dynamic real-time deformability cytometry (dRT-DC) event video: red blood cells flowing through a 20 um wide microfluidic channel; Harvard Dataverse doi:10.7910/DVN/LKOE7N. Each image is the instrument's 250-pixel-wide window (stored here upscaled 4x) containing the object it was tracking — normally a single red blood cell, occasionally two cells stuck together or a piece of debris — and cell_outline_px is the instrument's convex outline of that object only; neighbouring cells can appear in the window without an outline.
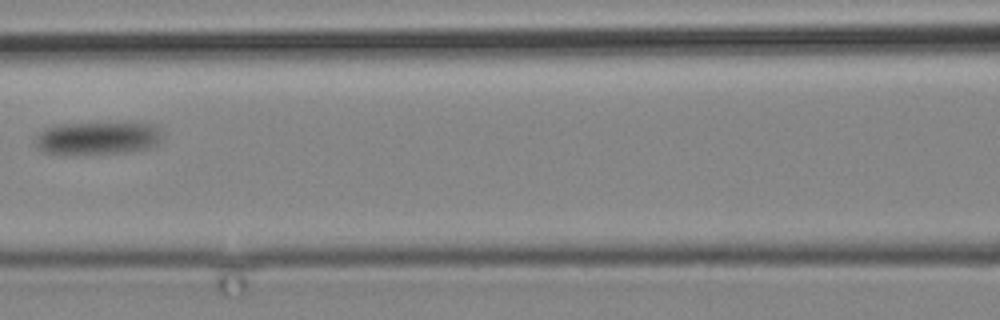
{"species": "common noctule bat (a hibernating species)", "species_latin": "Nyctalus noctula", "temperature_condition": "cold", "stored_images_in_passage": 17, "camera_frame_rate_fps": 3000, "um_per_image_px": 0.085, "animal": {"sex": "male", "body_mass_g": 19.2, "forearm_length_mm": 51.8}, "frame": {"image": 1, "passage_image": 12, "time_ms": 15.0, "image_size_px": [1000, 320], "cell_outline_px": [[160, 144], [148, 148], [124, 152], [44, 152], [36, 148], [32, 140], [44, 128], [56, 124], [132, 120], [144, 120], [160, 124]], "centroid_in_image_um": [8.41, 11.63], "position_along_channel_um": 158.2, "area_um2": 25.32}}
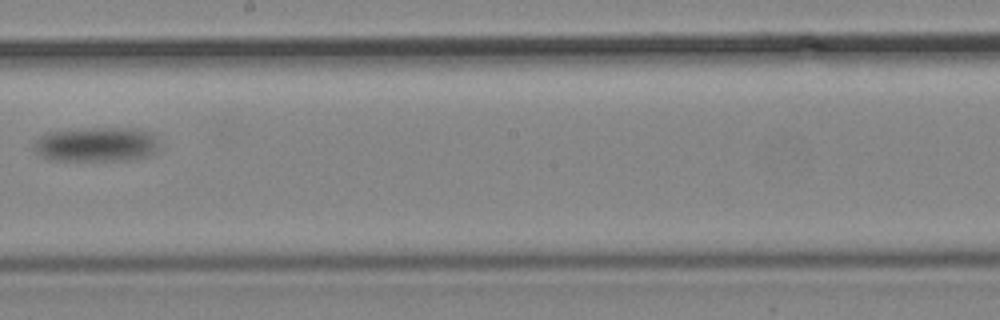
{"frame": {"image": 2, "passage_image": 15, "time_ms": 18.333, "image_size_px": [1000, 320], "cell_outline_px": [[160, 144], [156, 152], [148, 156], [128, 160], [56, 160], [40, 156], [32, 148], [32, 144], [40, 136], [48, 132], [84, 128], [140, 128], [152, 132], [160, 140]], "centroid_in_image_um": [8.25, 12.26], "position_along_channel_um": 239.9, "area_um2": 25.72}}
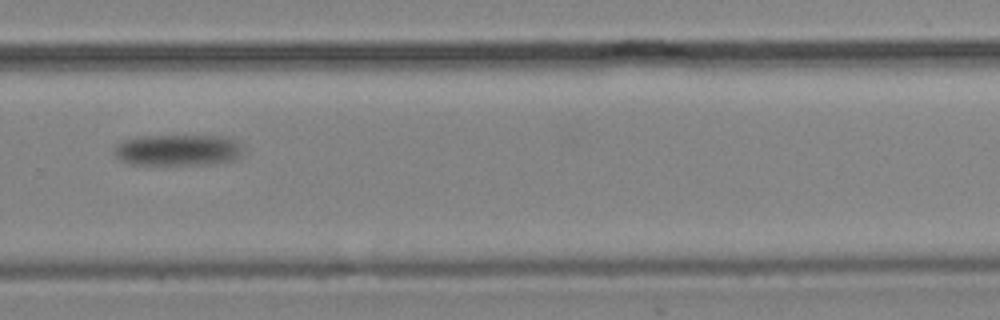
{"frame": {"image": 3, "passage_image": 17, "time_ms": 21.333, "image_size_px": [1000, 320], "cell_outline_px": [[244, 152], [240, 156], [232, 160], [212, 164], [128, 164], [120, 160], [112, 152], [116, 144], [124, 140], [140, 136], [220, 136], [236, 140], [244, 148]], "centroid_in_image_um": [15.11, 12.75], "position_along_channel_um": 314.7, "area_um2": 23.58}}